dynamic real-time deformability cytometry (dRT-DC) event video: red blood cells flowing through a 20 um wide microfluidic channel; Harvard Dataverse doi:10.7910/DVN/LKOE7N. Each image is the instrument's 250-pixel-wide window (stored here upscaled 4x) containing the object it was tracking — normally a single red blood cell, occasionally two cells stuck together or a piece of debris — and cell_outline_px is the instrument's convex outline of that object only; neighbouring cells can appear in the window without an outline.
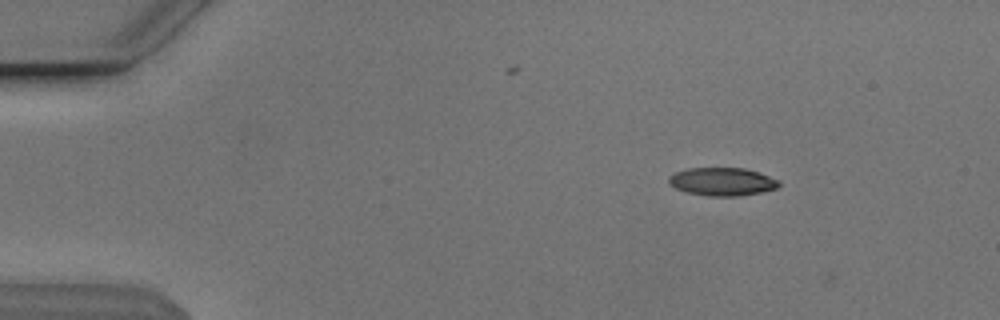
{"species": "Egyptian fruit bat (a non-hibernating species)", "species_latin": "Rousettus aegyptiacus", "temperature_condition": "cold", "stored_images_in_passage": 3, "camera_frame_rate_fps": 3000, "um_per_image_px": 0.085, "animal": {"sex": "male"}, "frame": {"image": 1, "passage_image": 2, "time_ms": 0.333, "image_size_px": [1000, 320], "cell_outline_px": [[780, 184], [776, 188], [760, 192], [740, 196], [708, 196], [684, 192], [668, 184], [668, 176], [676, 172], [688, 168], [744, 168], [780, 180]], "centroid_in_image_um": [61.34, 15.44], "position_along_channel_um": 23.7, "area_um2": 18.03}}